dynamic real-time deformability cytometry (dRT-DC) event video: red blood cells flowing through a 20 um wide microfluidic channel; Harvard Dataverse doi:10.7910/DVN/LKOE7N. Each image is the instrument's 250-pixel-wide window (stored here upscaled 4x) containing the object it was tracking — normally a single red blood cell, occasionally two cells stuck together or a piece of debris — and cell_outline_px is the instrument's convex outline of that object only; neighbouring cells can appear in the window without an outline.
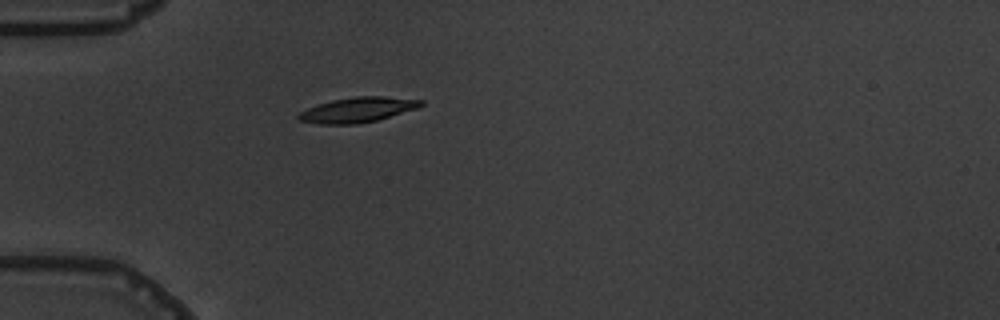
{"species": "common noctule bat (a hibernating species)", "species_latin": "Nyctalus noctula", "temperature_condition": "warm", "stored_images_in_passage": 5, "camera_frame_rate_fps": 3000, "um_per_image_px": 0.085, "animal": {"sex": "male", "body_mass_g": 19.5, "forearm_length_mm": 54.6}, "frame": {"image": 1, "passage_image": 5, "time_ms": 4.667, "image_size_px": [1000, 320], "cell_outline_px": [[424, 104], [416, 108], [376, 120], [356, 124], [320, 124], [300, 120], [296, 116], [300, 112], [308, 108], [332, 100], [352, 96], [384, 96], [424, 100]], "centroid_in_image_um": [30.4, 9.32], "position_along_channel_um": 54.6, "area_um2": 17.63}}